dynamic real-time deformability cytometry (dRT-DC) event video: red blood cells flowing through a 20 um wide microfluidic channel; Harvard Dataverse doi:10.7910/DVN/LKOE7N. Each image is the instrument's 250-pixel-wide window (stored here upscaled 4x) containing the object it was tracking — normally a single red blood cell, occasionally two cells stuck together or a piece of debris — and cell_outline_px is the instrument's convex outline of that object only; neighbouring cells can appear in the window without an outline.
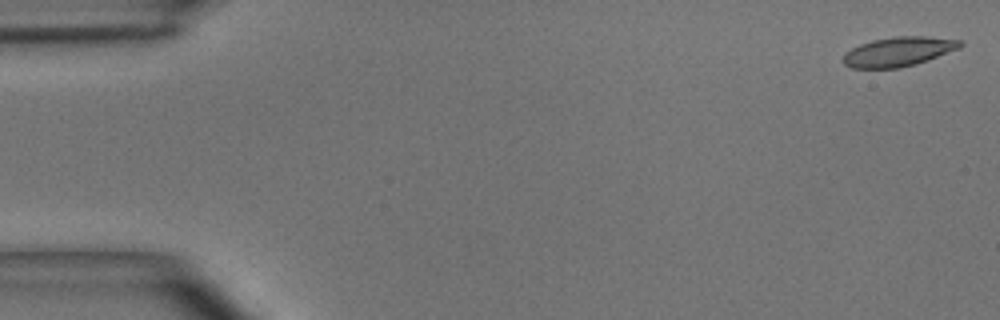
{"species": "common noctule bat (a hibernating species)", "species_latin": "Nyctalus noctula", "temperature_condition": "room temperature", "stored_images_in_passage": 49, "camera_frame_rate_fps": 3000, "um_per_image_px": 0.085, "animal": {"sex": "male", "body_mass_g": 15.6}, "frame": {"image": 1, "passage_image": 1, "time_ms": 0.0, "image_size_px": [1000, 320], "cell_outline_px": [[964, 44], [960, 48], [916, 64], [900, 68], [852, 68], [844, 64], [840, 60], [852, 48], [860, 44], [872, 40], [896, 36], [928, 36], [960, 40]], "centroid_in_image_um": [76.37, 4.39], "position_along_channel_um": 8.6, "area_um2": 20.06}}
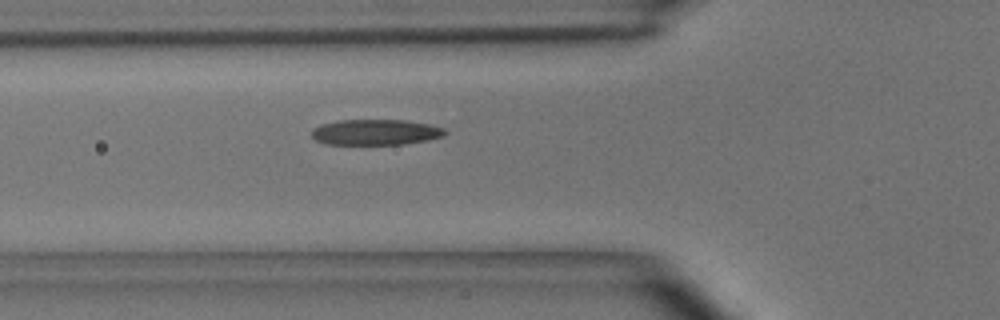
{"frame": {"image": 2, "passage_image": 17, "time_ms": 5.333, "image_size_px": [1000, 320], "cell_outline_px": [[448, 132], [444, 136], [428, 140], [404, 144], [324, 144], [316, 140], [312, 136], [312, 128], [320, 124], [340, 120], [404, 120], [428, 124], [444, 128]], "centroid_in_image_um": [31.92, 11.23], "position_along_channel_um": 93.9, "area_um2": 20.0}}
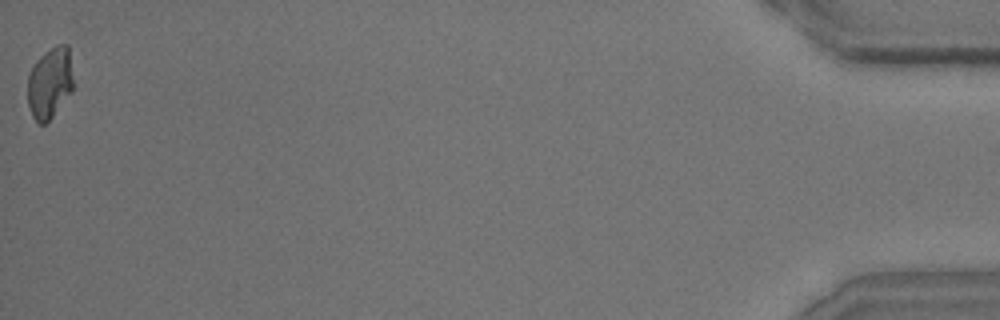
{"frame": {"image": 3, "passage_image": 49, "time_ms": 16.0, "image_size_px": [1000, 320], "cell_outline_px": [[72, 92], [52, 116], [44, 124], [40, 124], [32, 116], [28, 104], [28, 72], [36, 60], [44, 52], [56, 44], [68, 44], [72, 80]], "centroid_in_image_um": [4.21, 7.02], "position_along_channel_um": 431.0, "area_um2": 18.84}, "authors_computed_cell_mechanics": {"area_um2": 20.23, "velocity_mm_per_s": 4.0326, "shape_relaxation_time_tau1_ms": 5.953, "shape_relaxation_time_tau2_ms": 1.8713, "deformation_change_tau1": 0.1703, "deformation_change_tau2": 0.0854}}